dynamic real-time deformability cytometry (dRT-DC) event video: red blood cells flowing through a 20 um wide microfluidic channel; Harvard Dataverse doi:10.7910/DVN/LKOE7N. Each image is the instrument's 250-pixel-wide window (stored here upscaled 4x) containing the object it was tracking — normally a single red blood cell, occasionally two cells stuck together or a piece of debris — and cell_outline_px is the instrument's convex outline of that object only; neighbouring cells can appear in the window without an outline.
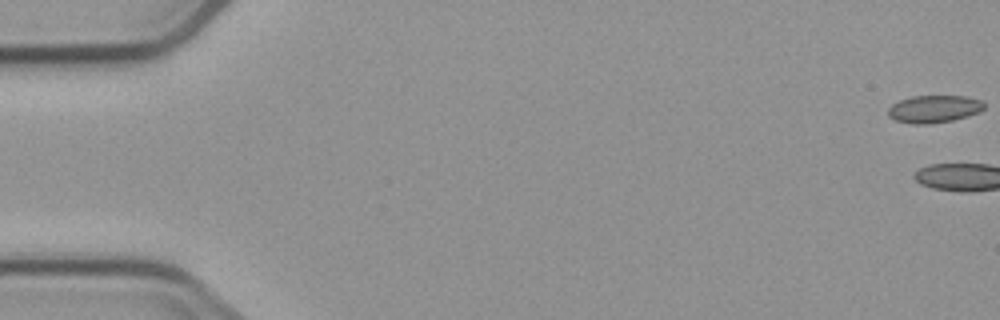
{"species": "common noctule bat (a hibernating species)", "species_latin": "Nyctalus noctula", "temperature_condition": "cold", "stored_images_in_passage": 7, "camera_frame_rate_fps": 3000, "um_per_image_px": 0.085, "animal": {"sex": "male", "body_mass_g": 23.1, "forearm_length_mm": 52.7}, "frame": {"image": 1, "passage_image": 1, "time_ms": 0.0, "image_size_px": [1000, 320], "cell_outline_px": [[984, 108], [968, 116], [952, 120], [928, 124], [912, 124], [896, 120], [888, 116], [888, 108], [892, 104], [900, 100], [912, 96], [968, 96], [980, 100], [984, 104]], "centroid_in_image_um": [79.36, 9.26], "position_along_channel_um": 5.6, "area_um2": 15.26}}